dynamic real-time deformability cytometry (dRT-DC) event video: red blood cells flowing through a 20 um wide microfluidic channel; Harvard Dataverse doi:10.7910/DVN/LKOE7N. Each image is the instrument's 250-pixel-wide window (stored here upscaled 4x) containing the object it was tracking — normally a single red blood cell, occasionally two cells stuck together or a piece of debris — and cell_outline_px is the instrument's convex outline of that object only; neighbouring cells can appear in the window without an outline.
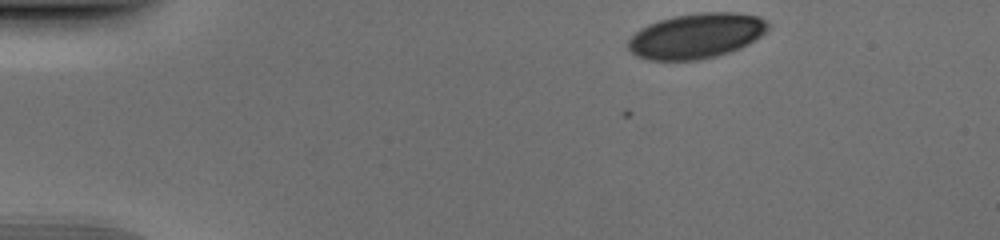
{"species": "human", "species_latin": "Homo sapiens", "temperature_condition": "cold", "stored_images_in_passage": 44, "camera_frame_rate_fps": 3000, "um_per_image_px": 0.085, "donor": {"sex": "male"}, "frame": {"image": 1, "passage_image": 1, "time_ms": 0.0, "image_size_px": [1000, 240], "cell_outline_px": [[768, 28], [760, 36], [748, 44], [740, 48], [716, 56], [696, 60], [648, 60], [636, 56], [628, 48], [628, 40], [640, 28], [648, 24], [660, 20], [676, 16], [700, 12], [736, 12], [760, 16], [768, 24]], "centroid_in_image_um": [59.17, 3.04], "position_along_channel_um": 25.8, "area_um2": 36.65}}
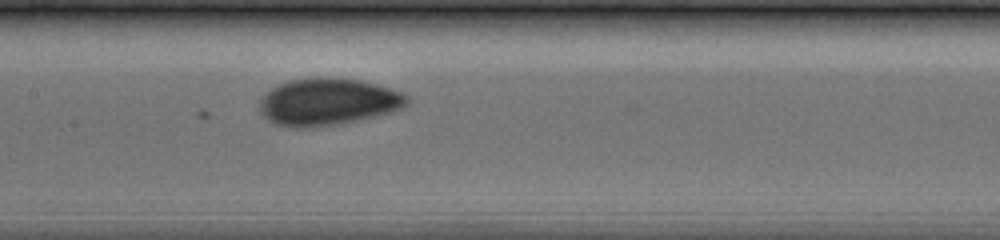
{"frame": {"image": 2, "passage_image": 19, "time_ms": 6.0, "image_size_px": [1000, 240], "cell_outline_px": [[408, 100], [400, 108], [372, 116], [356, 120], [332, 124], [304, 128], [296, 128], [276, 124], [268, 120], [260, 112], [260, 100], [264, 92], [276, 84], [288, 80], [360, 80], [376, 84], [400, 92], [408, 96]], "centroid_in_image_um": [27.78, 8.68], "position_along_channel_um": 179.6, "area_um2": 39.02}}
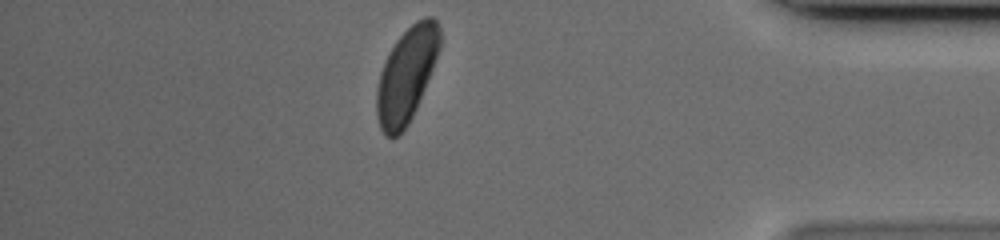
{"frame": {"image": 3, "passage_image": 38, "time_ms": 12.333, "image_size_px": [1000, 240], "cell_outline_px": [[440, 48], [428, 80], [416, 108], [408, 124], [396, 136], [384, 136], [380, 128], [376, 112], [376, 92], [380, 72], [388, 52], [396, 40], [416, 20], [424, 16], [432, 16], [436, 20], [440, 28]], "centroid_in_image_um": [34.54, 6.34], "position_along_channel_um": 400.7, "area_um2": 34.62}}